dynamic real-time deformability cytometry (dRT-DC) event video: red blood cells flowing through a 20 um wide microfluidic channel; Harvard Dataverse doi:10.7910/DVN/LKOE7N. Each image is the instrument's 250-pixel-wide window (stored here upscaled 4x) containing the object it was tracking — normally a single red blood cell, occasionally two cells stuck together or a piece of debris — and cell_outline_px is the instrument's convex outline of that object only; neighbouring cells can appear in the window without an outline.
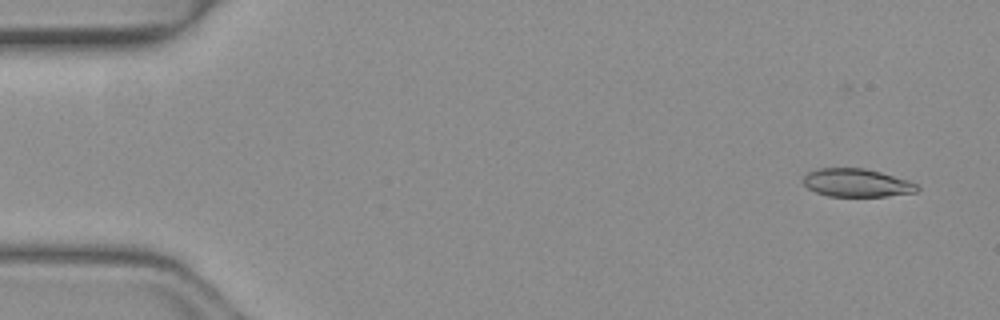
{"species": "common noctule bat (a hibernating species)", "species_latin": "Nyctalus noctula", "temperature_condition": "warm", "stored_images_in_passage": 50, "camera_frame_rate_fps": 3000, "um_per_image_px": 0.085, "animal": {"sex": "female", "body_mass_g": 19.3, "forearm_length_mm": 54.1}, "frame": {"image": 1, "passage_image": 3, "time_ms": 0.667, "image_size_px": [1000, 320], "cell_outline_px": [[920, 188], [916, 192], [888, 196], [828, 196], [816, 192], [808, 188], [800, 180], [808, 172], [816, 168], [864, 168], [880, 172], [908, 180], [916, 184]], "centroid_in_image_um": [72.79, 15.54], "position_along_channel_um": 12.2, "area_um2": 18.73}}
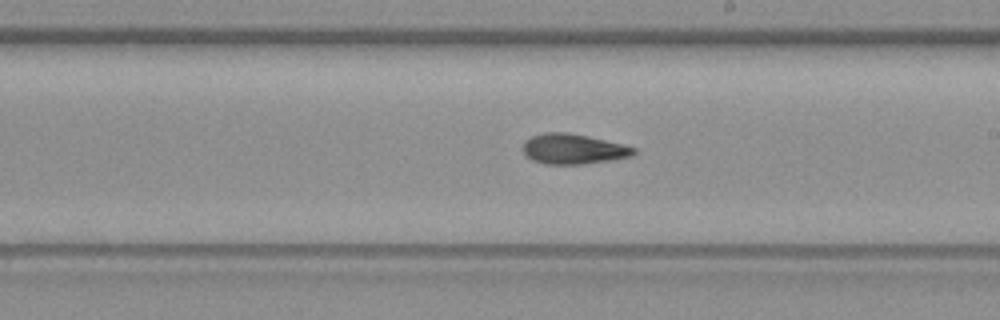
{"frame": {"image": 2, "passage_image": 29, "time_ms": 9.333, "image_size_px": [1000, 320], "cell_outline_px": [[636, 152], [632, 156], [612, 160], [584, 164], [544, 164], [532, 160], [524, 156], [520, 148], [524, 140], [532, 136], [544, 132], [568, 132], [588, 136], [624, 144], [636, 148]], "centroid_in_image_um": [48.68, 12.66], "position_along_channel_um": 240.3, "area_um2": 19.94}}
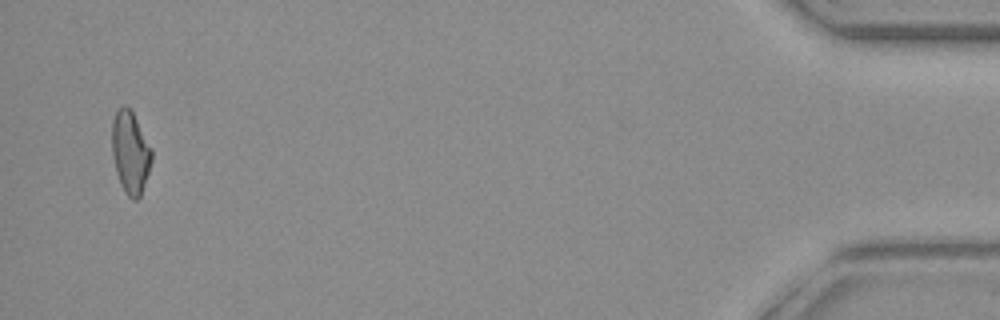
{"frame": {"image": 3, "passage_image": 49, "time_ms": 16.0, "image_size_px": [1000, 320], "cell_outline_px": [[152, 160], [140, 196], [136, 200], [132, 200], [124, 192], [120, 184], [116, 172], [112, 156], [112, 120], [116, 112], [124, 104], [132, 112], [152, 148]], "centroid_in_image_um": [11.07, 12.97], "position_along_channel_um": 424.1, "area_um2": 18.96}, "authors_computed_cell_mechanics": {"area_um2": 19.4208, "velocity_mm_per_s": 4.1066, "shape_relaxation_time_tau1_ms": null, "shape_relaxation_time_tau2_ms": 4.9258, "deformation_change_tau1": null, "deformation_change_tau2": 0.1241}}